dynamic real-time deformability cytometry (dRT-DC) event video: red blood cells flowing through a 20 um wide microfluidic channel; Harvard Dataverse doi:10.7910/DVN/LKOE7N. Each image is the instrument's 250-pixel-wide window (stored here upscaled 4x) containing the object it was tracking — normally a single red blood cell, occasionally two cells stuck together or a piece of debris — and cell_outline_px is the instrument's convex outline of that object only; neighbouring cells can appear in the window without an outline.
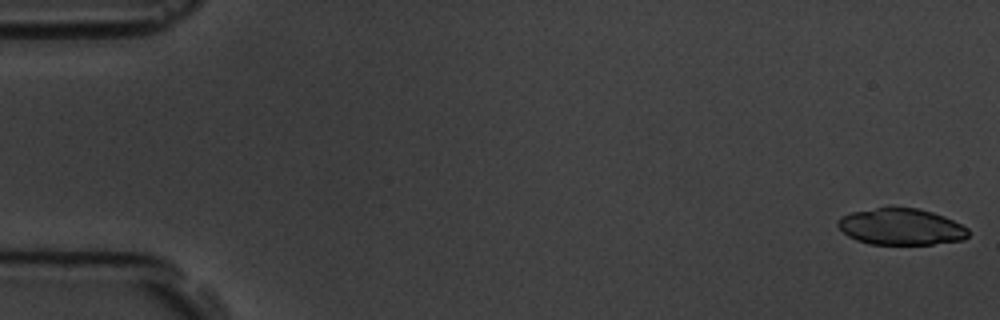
{"species": "common noctule bat (a hibernating species)", "species_latin": "Nyctalus noctula", "temperature_condition": "room temperature", "stored_images_in_passage": 4, "camera_frame_rate_fps": 3000, "um_per_image_px": 0.085, "animal": {"sex": "male", "body_mass_g": 19.5, "forearm_length_mm": 54.6}, "frame": {"image": 1, "passage_image": 1, "time_ms": 0.0, "image_size_px": [1000, 320], "cell_outline_px": [[968, 236], [964, 240], [932, 244], [868, 244], [856, 240], [848, 236], [836, 224], [836, 220], [840, 216], [852, 212], [888, 204], [920, 208], [944, 216], [968, 228]], "centroid_in_image_um": [76.54, 19.23], "position_along_channel_um": 8.5, "area_um2": 28.5}}